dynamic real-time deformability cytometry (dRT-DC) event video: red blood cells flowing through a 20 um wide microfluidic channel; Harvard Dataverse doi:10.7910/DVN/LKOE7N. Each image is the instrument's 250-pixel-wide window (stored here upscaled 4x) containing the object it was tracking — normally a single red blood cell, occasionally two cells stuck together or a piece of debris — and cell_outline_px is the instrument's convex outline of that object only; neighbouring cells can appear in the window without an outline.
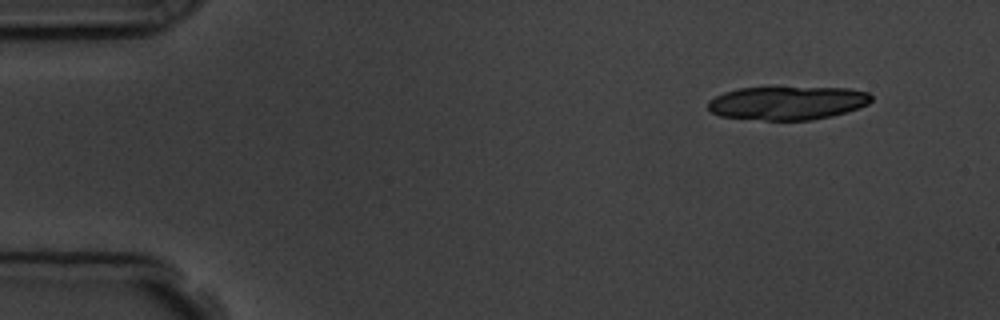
{"species": "common noctule bat (a hibernating species)", "species_latin": "Nyctalus noctula", "temperature_condition": "room temperature", "stored_images_in_passage": 4, "camera_frame_rate_fps": 3000, "um_per_image_px": 0.085, "animal": {"sex": "male", "body_mass_g": 19.5, "forearm_length_mm": 54.6}, "frame": {"image": 1, "passage_image": 1, "time_ms": 0.0, "image_size_px": [1000, 320], "cell_outline_px": [[872, 100], [868, 104], [832, 116], [812, 120], [764, 120], [720, 116], [712, 112], [708, 108], [708, 100], [724, 92], [740, 88], [848, 88], [868, 92], [872, 96]], "centroid_in_image_um": [66.92, 8.76], "position_along_channel_um": 18.1, "area_um2": 31.62}}
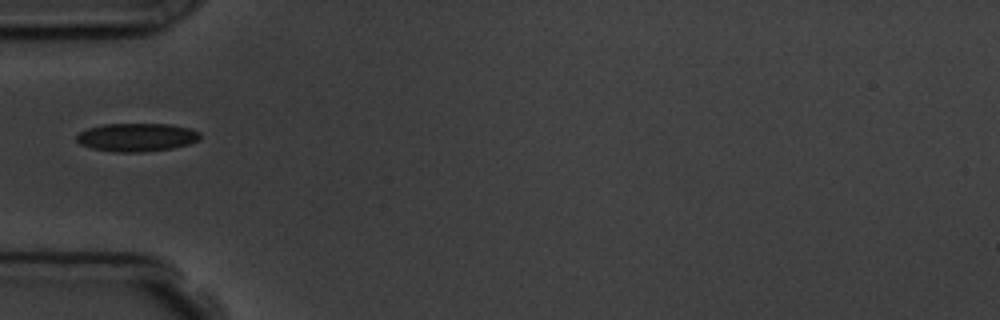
{"frame": {"image": 2, "passage_image": 4, "time_ms": 4.333, "image_size_px": [1000, 320], "cell_outline_px": [[200, 136], [196, 140], [188, 144], [172, 148], [144, 152], [112, 152], [92, 148], [80, 144], [76, 140], [76, 136], [80, 132], [88, 128], [104, 124], [172, 124], [188, 128], [200, 132]], "centroid_in_image_um": [11.59, 11.67], "position_along_channel_um": 73.4, "area_um2": 20.29}}